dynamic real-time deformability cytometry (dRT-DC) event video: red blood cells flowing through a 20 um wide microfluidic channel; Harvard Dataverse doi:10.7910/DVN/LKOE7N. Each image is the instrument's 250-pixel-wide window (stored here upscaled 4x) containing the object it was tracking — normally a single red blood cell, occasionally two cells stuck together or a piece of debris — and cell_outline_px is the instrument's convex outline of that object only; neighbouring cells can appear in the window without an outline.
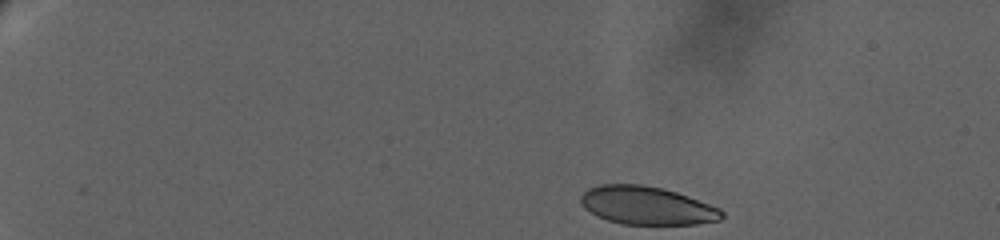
{"species": "human", "species_latin": "Homo sapiens", "temperature_condition": "warm", "stored_images_in_passage": 56, "camera_frame_rate_fps": 3000, "um_per_image_px": 0.085, "donor": {"sex": "female"}, "frame": {"image": 1, "passage_image": 1, "time_ms": 0.0, "image_size_px": [1000, 240], "cell_outline_px": [[724, 216], [720, 220], [696, 224], [624, 224], [608, 220], [584, 208], [580, 200], [580, 196], [588, 188], [600, 184], [640, 184], [660, 188], [676, 192], [720, 208], [724, 212]], "centroid_in_image_um": [54.99, 17.47], "position_along_channel_um": 30.0, "area_um2": 31.1}}
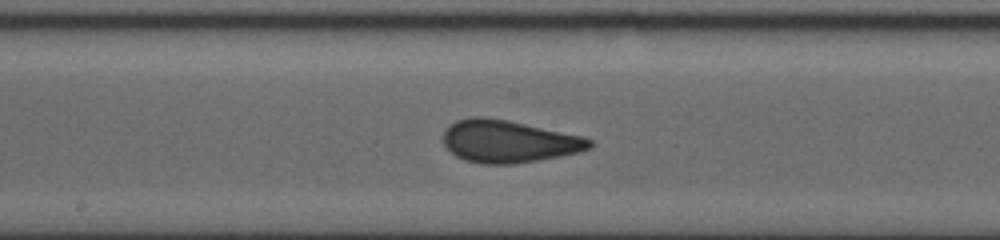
{"frame": {"image": 2, "passage_image": 27, "time_ms": 10.333, "image_size_px": [1000, 240], "cell_outline_px": [[592, 144], [588, 148], [576, 152], [560, 156], [540, 160], [512, 164], [484, 164], [464, 160], [456, 156], [444, 144], [444, 128], [448, 124], [456, 120], [472, 116], [480, 116], [508, 120], [584, 136], [592, 140]], "centroid_in_image_um": [43.2, 12.01], "position_along_channel_um": 205.0, "area_um2": 36.18}}
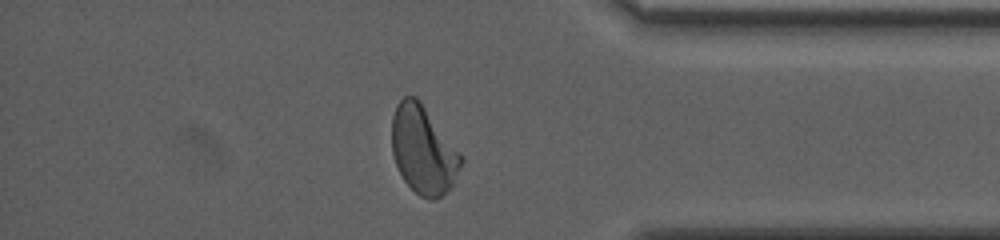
{"frame": {"image": 3, "passage_image": 47, "time_ms": 17.333, "image_size_px": [1000, 240], "cell_outline_px": [[464, 160], [452, 184], [440, 196], [432, 200], [428, 200], [420, 196], [404, 180], [396, 164], [392, 152], [392, 116], [396, 104], [404, 96], [416, 96], [420, 100], [464, 156]], "centroid_in_image_um": [35.98, 12.71], "position_along_channel_um": 399.2, "area_um2": 35.49}, "authors_computed_cell_mechanics": {"area_um2": 35.2869, "velocity_mm_per_s": 2.9306, "shape_relaxation_time_tau1_ms": 8.9436, "shape_relaxation_time_tau2_ms": null, "deformation_change_tau1": 0.2198, "deformation_change_tau2": null}}